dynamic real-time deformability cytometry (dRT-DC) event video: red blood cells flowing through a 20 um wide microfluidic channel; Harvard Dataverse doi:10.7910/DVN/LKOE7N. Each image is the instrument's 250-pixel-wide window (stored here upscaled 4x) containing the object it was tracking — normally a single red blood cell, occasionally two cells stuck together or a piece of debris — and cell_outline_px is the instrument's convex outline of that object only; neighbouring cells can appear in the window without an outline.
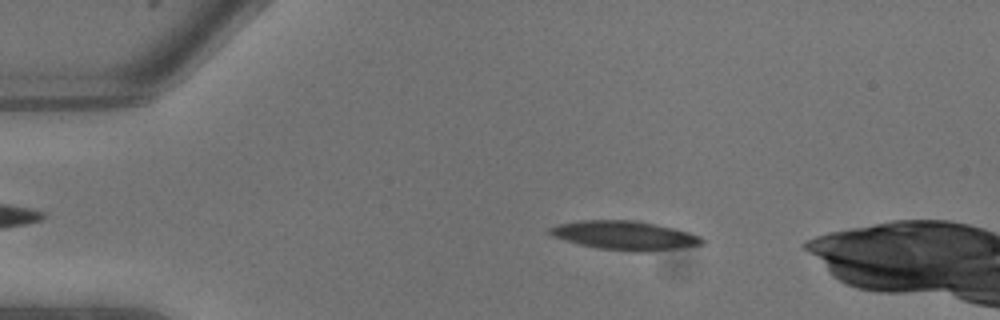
{"species": "common noctule bat (a hibernating species)", "species_latin": "Nyctalus noctula", "temperature_condition": "warm", "stored_images_in_passage": 8, "camera_frame_rate_fps": 3000, "um_per_image_px": 0.085, "animal": {"sex": "male", "body_mass_g": 13.3}, "frame": {"image": 1, "passage_image": 3, "time_ms": 0.667, "image_size_px": [1000, 320], "cell_outline_px": [[704, 244], [648, 252], [636, 252], [596, 248], [580, 244], [552, 236], [548, 232], [548, 228], [560, 224], [580, 220], [636, 220], [656, 224], [688, 232], [700, 236], [704, 240]], "centroid_in_image_um": [53.09, 20.01], "position_along_channel_um": 31.9, "area_um2": 25.55}}